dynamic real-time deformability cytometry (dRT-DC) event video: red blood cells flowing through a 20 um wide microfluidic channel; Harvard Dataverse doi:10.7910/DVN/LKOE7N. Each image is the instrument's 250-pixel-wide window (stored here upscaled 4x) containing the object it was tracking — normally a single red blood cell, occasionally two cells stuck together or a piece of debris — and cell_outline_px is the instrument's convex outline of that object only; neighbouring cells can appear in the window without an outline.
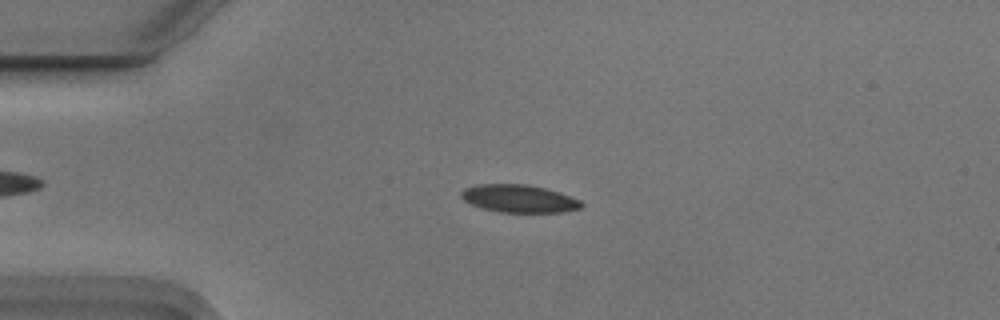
{"species": "Egyptian fruit bat (a non-hibernating species)", "species_latin": "Rousettus aegyptiacus", "temperature_condition": "cold", "stored_images_in_passage": 52, "camera_frame_rate_fps": 3000, "um_per_image_px": 0.085, "animal": {"sex": "male"}, "frame": {"image": 1, "passage_image": 10, "time_ms": 3.0, "image_size_px": [1000, 320], "cell_outline_px": [[584, 204], [580, 208], [564, 212], [500, 212], [480, 208], [464, 200], [460, 196], [460, 192], [464, 188], [480, 184], [528, 184], [560, 192], [580, 200]], "centroid_in_image_um": [44.11, 16.88], "position_along_channel_um": 40.9, "area_um2": 19.48}}
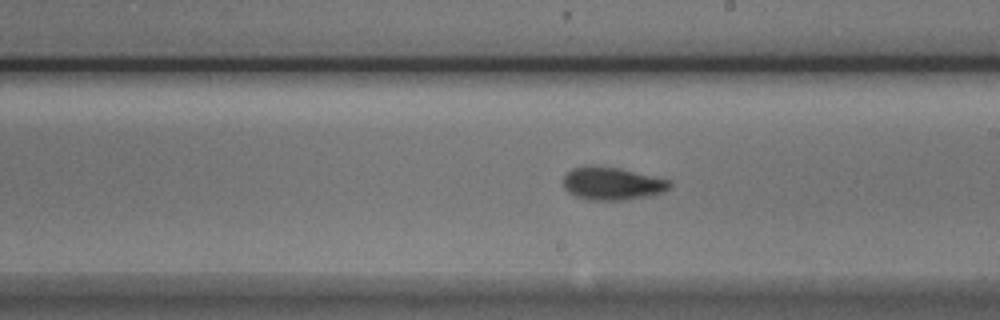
{"frame": {"image": 2, "passage_image": 28, "time_ms": 9.0, "image_size_px": [1000, 320], "cell_outline_px": [[672, 188], [664, 192], [652, 196], [628, 200], [588, 200], [576, 196], [568, 192], [564, 188], [564, 176], [572, 168], [592, 164], [620, 168], [672, 180]], "centroid_in_image_um": [52.09, 15.6], "position_along_channel_um": 236.9, "area_um2": 20.92}}
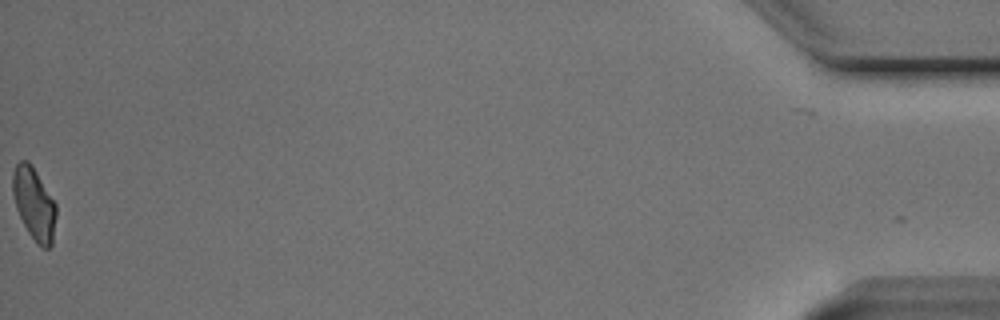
{"frame": {"image": 3, "passage_image": 52, "time_ms": 17.0, "image_size_px": [1000, 320], "cell_outline_px": [[56, 216], [52, 244], [48, 248], [44, 248], [36, 244], [28, 232], [16, 208], [12, 192], [12, 172], [16, 164], [20, 160], [28, 160], [32, 164], [56, 204]], "centroid_in_image_um": [2.89, 17.3], "position_along_channel_um": 432.3, "area_um2": 18.38}, "authors_computed_cell_mechanics": {"area_um2": 19.5075, "velocity_mm_per_s": 3.7274, "shape_relaxation_time_tau1_ms": 2.3709, "shape_relaxation_time_tau2_ms": 2.3414, "deformation_change_tau1": 0.1269, "deformation_change_tau2": 0.0832}}